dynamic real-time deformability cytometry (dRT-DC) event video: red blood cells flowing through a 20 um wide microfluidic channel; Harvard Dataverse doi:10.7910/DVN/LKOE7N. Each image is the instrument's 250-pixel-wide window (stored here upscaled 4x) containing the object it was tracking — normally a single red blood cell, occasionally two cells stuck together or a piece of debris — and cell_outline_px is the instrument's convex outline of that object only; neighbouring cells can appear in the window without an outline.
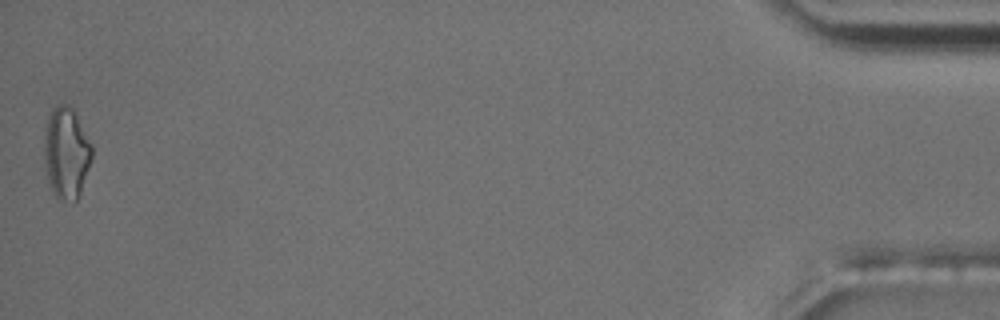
{"species": "common noctule bat (a hibernating species)", "species_latin": "Nyctalus noctula", "temperature_condition": "room temperature", "stored_images_in_passage": 55, "camera_frame_rate_fps": 3000, "um_per_image_px": 0.085, "animal": {"sex": "male", "body_mass_g": 17.5, "forearm_length_mm": 52.3}, "frame": {"image": 1, "passage_image": 55, "time_ms": 18.0, "image_size_px": [1000, 320], "cell_outline_px": [[92, 160], [80, 192], [76, 200], [64, 200], [56, 196], [52, 188], [48, 176], [44, 156], [44, 136], [48, 116], [56, 104], [68, 104], [76, 112], [92, 144]], "centroid_in_image_um": [5.66, 12.93], "position_along_channel_um": 429.5, "area_um2": 25.26}, "authors_computed_cell_mechanics": {"area_um2": 18.5538, "velocity_mm_per_s": 3.7005, "shape_relaxation_time_tau1_ms": 5.4531, "shape_relaxation_time_tau2_ms": 2.0144, "deformation_change_tau1": 0.1611, "deformation_change_tau2": 0.0906}}